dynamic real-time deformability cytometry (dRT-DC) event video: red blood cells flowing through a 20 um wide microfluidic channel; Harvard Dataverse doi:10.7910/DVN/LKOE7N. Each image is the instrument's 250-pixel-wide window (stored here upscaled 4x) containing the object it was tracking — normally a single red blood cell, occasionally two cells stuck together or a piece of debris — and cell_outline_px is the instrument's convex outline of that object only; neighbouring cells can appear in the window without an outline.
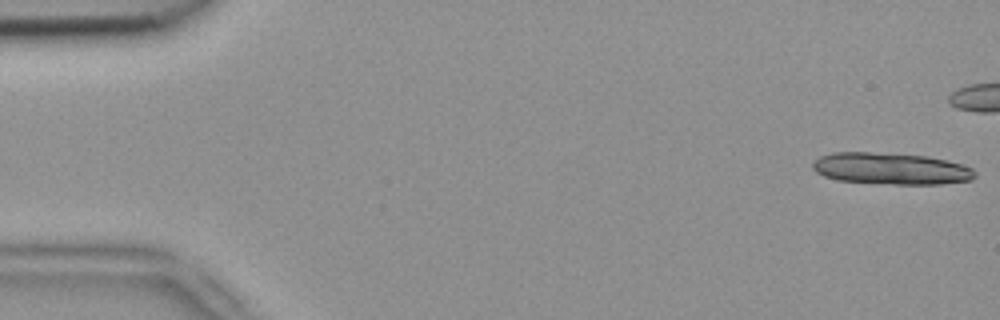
{"species": "common noctule bat (a hibernating species)", "species_latin": "Nyctalus noctula", "temperature_condition": "room temperature", "stored_images_in_passage": 7, "camera_frame_rate_fps": 3000, "um_per_image_px": 0.085, "animal": {"sex": "female", "body_mass_g": 18.4}, "frame": {"image": 1, "passage_image": 1, "time_ms": 0.0, "image_size_px": [1000, 320], "cell_outline_px": [[976, 176], [972, 180], [940, 184], [896, 184], [836, 180], [824, 176], [816, 172], [812, 168], [812, 164], [820, 156], [832, 152], [872, 152], [928, 156], [948, 160], [964, 164], [972, 168], [976, 172]], "centroid_in_image_um": [75.76, 14.33], "position_along_channel_um": 9.2, "area_um2": 30.11}}